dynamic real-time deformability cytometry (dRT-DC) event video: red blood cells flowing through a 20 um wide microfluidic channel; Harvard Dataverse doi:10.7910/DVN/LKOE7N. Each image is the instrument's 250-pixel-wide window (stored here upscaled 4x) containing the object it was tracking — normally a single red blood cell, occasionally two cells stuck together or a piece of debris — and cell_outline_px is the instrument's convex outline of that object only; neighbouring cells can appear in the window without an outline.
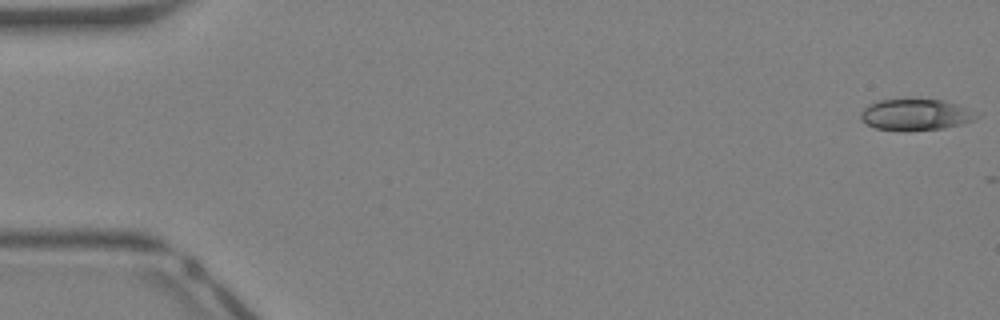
{"species": "Egyptian fruit bat (a non-hibernating species)", "species_latin": "Rousettus aegyptiacus", "temperature_condition": "warm", "stored_images_in_passage": 2, "camera_frame_rate_fps": 3000, "um_per_image_px": 0.085, "animal": {"sex": "female"}, "frame": {"image": 1, "passage_image": 1, "time_ms": 0.0, "image_size_px": [1000, 320], "cell_outline_px": [[980, 116], [976, 120], [944, 128], [908, 132], [876, 128], [860, 120], [860, 112], [868, 104], [880, 100], [940, 100], [956, 104]], "centroid_in_image_um": [77.78, 9.77], "position_along_channel_um": 7.2, "area_um2": 20.98}}